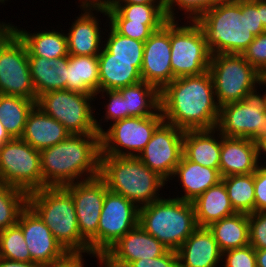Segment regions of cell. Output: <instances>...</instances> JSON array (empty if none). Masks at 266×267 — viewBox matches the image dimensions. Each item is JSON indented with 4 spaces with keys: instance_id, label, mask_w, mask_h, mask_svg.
I'll use <instances>...</instances> for the list:
<instances>
[{
    "instance_id": "816d5d0a",
    "label": "cell",
    "mask_w": 266,
    "mask_h": 267,
    "mask_svg": "<svg viewBox=\"0 0 266 267\" xmlns=\"http://www.w3.org/2000/svg\"><path fill=\"white\" fill-rule=\"evenodd\" d=\"M257 267H266V249H255Z\"/></svg>"
},
{
    "instance_id": "d6986e66",
    "label": "cell",
    "mask_w": 266,
    "mask_h": 267,
    "mask_svg": "<svg viewBox=\"0 0 266 267\" xmlns=\"http://www.w3.org/2000/svg\"><path fill=\"white\" fill-rule=\"evenodd\" d=\"M81 12L79 16L75 17L74 22L72 21L71 27L66 33L68 53L74 56L99 55L103 48L104 37L102 36L105 31L103 32L100 27L102 23L98 17L101 16L97 13L103 14L105 18L108 16L107 10L106 8H81Z\"/></svg>"
},
{
    "instance_id": "3957f363",
    "label": "cell",
    "mask_w": 266,
    "mask_h": 267,
    "mask_svg": "<svg viewBox=\"0 0 266 267\" xmlns=\"http://www.w3.org/2000/svg\"><path fill=\"white\" fill-rule=\"evenodd\" d=\"M40 154L42 188L63 187L100 174V134H70Z\"/></svg>"
},
{
    "instance_id": "8992f818",
    "label": "cell",
    "mask_w": 266,
    "mask_h": 267,
    "mask_svg": "<svg viewBox=\"0 0 266 267\" xmlns=\"http://www.w3.org/2000/svg\"><path fill=\"white\" fill-rule=\"evenodd\" d=\"M138 224L169 250L175 251L198 228L192 202L164 196L139 207Z\"/></svg>"
},
{
    "instance_id": "f5cc1de1",
    "label": "cell",
    "mask_w": 266,
    "mask_h": 267,
    "mask_svg": "<svg viewBox=\"0 0 266 267\" xmlns=\"http://www.w3.org/2000/svg\"><path fill=\"white\" fill-rule=\"evenodd\" d=\"M114 3L164 4V0H115Z\"/></svg>"
},
{
    "instance_id": "f35d334b",
    "label": "cell",
    "mask_w": 266,
    "mask_h": 267,
    "mask_svg": "<svg viewBox=\"0 0 266 267\" xmlns=\"http://www.w3.org/2000/svg\"><path fill=\"white\" fill-rule=\"evenodd\" d=\"M3 259L17 262H32L21 228L16 224L0 231Z\"/></svg>"
},
{
    "instance_id": "ac0fdd59",
    "label": "cell",
    "mask_w": 266,
    "mask_h": 267,
    "mask_svg": "<svg viewBox=\"0 0 266 267\" xmlns=\"http://www.w3.org/2000/svg\"><path fill=\"white\" fill-rule=\"evenodd\" d=\"M170 20L144 42L141 78L161 91L175 77L171 67Z\"/></svg>"
},
{
    "instance_id": "f907efd6",
    "label": "cell",
    "mask_w": 266,
    "mask_h": 267,
    "mask_svg": "<svg viewBox=\"0 0 266 267\" xmlns=\"http://www.w3.org/2000/svg\"><path fill=\"white\" fill-rule=\"evenodd\" d=\"M0 267H41V266L32 262H17V261L2 259L0 261Z\"/></svg>"
},
{
    "instance_id": "603a6c76",
    "label": "cell",
    "mask_w": 266,
    "mask_h": 267,
    "mask_svg": "<svg viewBox=\"0 0 266 267\" xmlns=\"http://www.w3.org/2000/svg\"><path fill=\"white\" fill-rule=\"evenodd\" d=\"M70 133L37 105L30 111L21 139L38 151L65 140Z\"/></svg>"
},
{
    "instance_id": "52a82bcc",
    "label": "cell",
    "mask_w": 266,
    "mask_h": 267,
    "mask_svg": "<svg viewBox=\"0 0 266 267\" xmlns=\"http://www.w3.org/2000/svg\"><path fill=\"white\" fill-rule=\"evenodd\" d=\"M0 94L36 101L27 47L6 21H0Z\"/></svg>"
},
{
    "instance_id": "5b68a950",
    "label": "cell",
    "mask_w": 266,
    "mask_h": 267,
    "mask_svg": "<svg viewBox=\"0 0 266 267\" xmlns=\"http://www.w3.org/2000/svg\"><path fill=\"white\" fill-rule=\"evenodd\" d=\"M27 205L69 254L89 255V244L78 228L72 195L64 186L45 187L29 193Z\"/></svg>"
},
{
    "instance_id": "7a4b0ae2",
    "label": "cell",
    "mask_w": 266,
    "mask_h": 267,
    "mask_svg": "<svg viewBox=\"0 0 266 267\" xmlns=\"http://www.w3.org/2000/svg\"><path fill=\"white\" fill-rule=\"evenodd\" d=\"M211 55L239 54L266 29L261 21V0L218 2L196 20Z\"/></svg>"
},
{
    "instance_id": "6da1fadb",
    "label": "cell",
    "mask_w": 266,
    "mask_h": 267,
    "mask_svg": "<svg viewBox=\"0 0 266 267\" xmlns=\"http://www.w3.org/2000/svg\"><path fill=\"white\" fill-rule=\"evenodd\" d=\"M160 110L165 122L183 131L216 128L220 106L209 70L173 79L160 91Z\"/></svg>"
},
{
    "instance_id": "277c9868",
    "label": "cell",
    "mask_w": 266,
    "mask_h": 267,
    "mask_svg": "<svg viewBox=\"0 0 266 267\" xmlns=\"http://www.w3.org/2000/svg\"><path fill=\"white\" fill-rule=\"evenodd\" d=\"M99 177L109 191L124 196L138 207L163 197L160 190L168 183L138 157L101 155Z\"/></svg>"
},
{
    "instance_id": "8d00e7d4",
    "label": "cell",
    "mask_w": 266,
    "mask_h": 267,
    "mask_svg": "<svg viewBox=\"0 0 266 267\" xmlns=\"http://www.w3.org/2000/svg\"><path fill=\"white\" fill-rule=\"evenodd\" d=\"M108 8H115L126 20H131V22L165 24L169 21L164 4L113 3Z\"/></svg>"
},
{
    "instance_id": "1f68e13d",
    "label": "cell",
    "mask_w": 266,
    "mask_h": 267,
    "mask_svg": "<svg viewBox=\"0 0 266 267\" xmlns=\"http://www.w3.org/2000/svg\"><path fill=\"white\" fill-rule=\"evenodd\" d=\"M127 110V117H146L160 110V91L153 85L140 81L119 89Z\"/></svg>"
},
{
    "instance_id": "4fadbf2b",
    "label": "cell",
    "mask_w": 266,
    "mask_h": 267,
    "mask_svg": "<svg viewBox=\"0 0 266 267\" xmlns=\"http://www.w3.org/2000/svg\"><path fill=\"white\" fill-rule=\"evenodd\" d=\"M0 183L27 194L42 189L40 151L21 138L0 145Z\"/></svg>"
},
{
    "instance_id": "74e56055",
    "label": "cell",
    "mask_w": 266,
    "mask_h": 267,
    "mask_svg": "<svg viewBox=\"0 0 266 267\" xmlns=\"http://www.w3.org/2000/svg\"><path fill=\"white\" fill-rule=\"evenodd\" d=\"M108 16L106 21L117 33L124 37L145 42L151 34L164 24H143L126 20L115 8H106Z\"/></svg>"
},
{
    "instance_id": "484cf974",
    "label": "cell",
    "mask_w": 266,
    "mask_h": 267,
    "mask_svg": "<svg viewBox=\"0 0 266 267\" xmlns=\"http://www.w3.org/2000/svg\"><path fill=\"white\" fill-rule=\"evenodd\" d=\"M28 60L33 85L36 90V100L41 94L66 90L68 56L55 59L28 56Z\"/></svg>"
},
{
    "instance_id": "9a60e30c",
    "label": "cell",
    "mask_w": 266,
    "mask_h": 267,
    "mask_svg": "<svg viewBox=\"0 0 266 267\" xmlns=\"http://www.w3.org/2000/svg\"><path fill=\"white\" fill-rule=\"evenodd\" d=\"M183 135V130L163 121L153 132L138 159L170 182L183 155Z\"/></svg>"
},
{
    "instance_id": "ee69618b",
    "label": "cell",
    "mask_w": 266,
    "mask_h": 267,
    "mask_svg": "<svg viewBox=\"0 0 266 267\" xmlns=\"http://www.w3.org/2000/svg\"><path fill=\"white\" fill-rule=\"evenodd\" d=\"M249 244L254 249H266V212L249 214Z\"/></svg>"
},
{
    "instance_id": "f546056e",
    "label": "cell",
    "mask_w": 266,
    "mask_h": 267,
    "mask_svg": "<svg viewBox=\"0 0 266 267\" xmlns=\"http://www.w3.org/2000/svg\"><path fill=\"white\" fill-rule=\"evenodd\" d=\"M66 80V90L95 96L100 91L98 55H69Z\"/></svg>"
},
{
    "instance_id": "db71d44e",
    "label": "cell",
    "mask_w": 266,
    "mask_h": 267,
    "mask_svg": "<svg viewBox=\"0 0 266 267\" xmlns=\"http://www.w3.org/2000/svg\"><path fill=\"white\" fill-rule=\"evenodd\" d=\"M12 138L10 137V135L7 133L5 127L3 126V124L0 121V145L10 141Z\"/></svg>"
},
{
    "instance_id": "11a10c76",
    "label": "cell",
    "mask_w": 266,
    "mask_h": 267,
    "mask_svg": "<svg viewBox=\"0 0 266 267\" xmlns=\"http://www.w3.org/2000/svg\"><path fill=\"white\" fill-rule=\"evenodd\" d=\"M261 21L263 27L266 29V0H261Z\"/></svg>"
},
{
    "instance_id": "30bf717a",
    "label": "cell",
    "mask_w": 266,
    "mask_h": 267,
    "mask_svg": "<svg viewBox=\"0 0 266 267\" xmlns=\"http://www.w3.org/2000/svg\"><path fill=\"white\" fill-rule=\"evenodd\" d=\"M94 95L70 90H57L41 94L36 105L59 121L70 134H99L95 124ZM95 108V109H94Z\"/></svg>"
},
{
    "instance_id": "d590c367",
    "label": "cell",
    "mask_w": 266,
    "mask_h": 267,
    "mask_svg": "<svg viewBox=\"0 0 266 267\" xmlns=\"http://www.w3.org/2000/svg\"><path fill=\"white\" fill-rule=\"evenodd\" d=\"M27 197L25 191L0 183V231L17 224L21 211L27 206Z\"/></svg>"
},
{
    "instance_id": "e575fe53",
    "label": "cell",
    "mask_w": 266,
    "mask_h": 267,
    "mask_svg": "<svg viewBox=\"0 0 266 267\" xmlns=\"http://www.w3.org/2000/svg\"><path fill=\"white\" fill-rule=\"evenodd\" d=\"M107 26L108 30L104 29L103 37L106 39L103 41V47L109 52V60L143 61L144 42L124 37L110 25Z\"/></svg>"
},
{
    "instance_id": "d4e9b609",
    "label": "cell",
    "mask_w": 266,
    "mask_h": 267,
    "mask_svg": "<svg viewBox=\"0 0 266 267\" xmlns=\"http://www.w3.org/2000/svg\"><path fill=\"white\" fill-rule=\"evenodd\" d=\"M221 141L222 134L216 128L184 131L182 154L192 162L219 171Z\"/></svg>"
},
{
    "instance_id": "836d02e7",
    "label": "cell",
    "mask_w": 266,
    "mask_h": 267,
    "mask_svg": "<svg viewBox=\"0 0 266 267\" xmlns=\"http://www.w3.org/2000/svg\"><path fill=\"white\" fill-rule=\"evenodd\" d=\"M230 202L237 213H254V173L222 177Z\"/></svg>"
},
{
    "instance_id": "e0dca14e",
    "label": "cell",
    "mask_w": 266,
    "mask_h": 267,
    "mask_svg": "<svg viewBox=\"0 0 266 267\" xmlns=\"http://www.w3.org/2000/svg\"><path fill=\"white\" fill-rule=\"evenodd\" d=\"M17 225L23 232L32 263L42 266L58 262L69 255L52 231L28 205L21 211Z\"/></svg>"
},
{
    "instance_id": "680465c9",
    "label": "cell",
    "mask_w": 266,
    "mask_h": 267,
    "mask_svg": "<svg viewBox=\"0 0 266 267\" xmlns=\"http://www.w3.org/2000/svg\"><path fill=\"white\" fill-rule=\"evenodd\" d=\"M3 259V256H2V248H1V241H0V261Z\"/></svg>"
},
{
    "instance_id": "7bdbcfd3",
    "label": "cell",
    "mask_w": 266,
    "mask_h": 267,
    "mask_svg": "<svg viewBox=\"0 0 266 267\" xmlns=\"http://www.w3.org/2000/svg\"><path fill=\"white\" fill-rule=\"evenodd\" d=\"M224 263V264H223ZM222 267H257L255 249L249 244L222 252Z\"/></svg>"
},
{
    "instance_id": "7402d4cb",
    "label": "cell",
    "mask_w": 266,
    "mask_h": 267,
    "mask_svg": "<svg viewBox=\"0 0 266 267\" xmlns=\"http://www.w3.org/2000/svg\"><path fill=\"white\" fill-rule=\"evenodd\" d=\"M168 250L139 224L108 249L117 259L128 263L143 258H156L164 255Z\"/></svg>"
},
{
    "instance_id": "4316f807",
    "label": "cell",
    "mask_w": 266,
    "mask_h": 267,
    "mask_svg": "<svg viewBox=\"0 0 266 267\" xmlns=\"http://www.w3.org/2000/svg\"><path fill=\"white\" fill-rule=\"evenodd\" d=\"M101 90H119L142 81L143 61L109 60V52L103 47L98 55Z\"/></svg>"
},
{
    "instance_id": "681fc988",
    "label": "cell",
    "mask_w": 266,
    "mask_h": 267,
    "mask_svg": "<svg viewBox=\"0 0 266 267\" xmlns=\"http://www.w3.org/2000/svg\"><path fill=\"white\" fill-rule=\"evenodd\" d=\"M81 8H108L112 6L115 0H79Z\"/></svg>"
},
{
    "instance_id": "5bb4252c",
    "label": "cell",
    "mask_w": 266,
    "mask_h": 267,
    "mask_svg": "<svg viewBox=\"0 0 266 267\" xmlns=\"http://www.w3.org/2000/svg\"><path fill=\"white\" fill-rule=\"evenodd\" d=\"M72 195L81 237L89 244V254L98 251V226L106 183L98 176L64 186Z\"/></svg>"
},
{
    "instance_id": "f6af8a7d",
    "label": "cell",
    "mask_w": 266,
    "mask_h": 267,
    "mask_svg": "<svg viewBox=\"0 0 266 267\" xmlns=\"http://www.w3.org/2000/svg\"><path fill=\"white\" fill-rule=\"evenodd\" d=\"M262 161L254 172V212H266V164Z\"/></svg>"
},
{
    "instance_id": "91938a15",
    "label": "cell",
    "mask_w": 266,
    "mask_h": 267,
    "mask_svg": "<svg viewBox=\"0 0 266 267\" xmlns=\"http://www.w3.org/2000/svg\"><path fill=\"white\" fill-rule=\"evenodd\" d=\"M217 2H230V1H234V0H216Z\"/></svg>"
},
{
    "instance_id": "4dcf8cb0",
    "label": "cell",
    "mask_w": 266,
    "mask_h": 267,
    "mask_svg": "<svg viewBox=\"0 0 266 267\" xmlns=\"http://www.w3.org/2000/svg\"><path fill=\"white\" fill-rule=\"evenodd\" d=\"M222 252L249 245V214L235 213L208 226Z\"/></svg>"
},
{
    "instance_id": "bcb514c9",
    "label": "cell",
    "mask_w": 266,
    "mask_h": 267,
    "mask_svg": "<svg viewBox=\"0 0 266 267\" xmlns=\"http://www.w3.org/2000/svg\"><path fill=\"white\" fill-rule=\"evenodd\" d=\"M132 267H178V255L175 250H168L156 258L141 259L130 263Z\"/></svg>"
},
{
    "instance_id": "8fae6325",
    "label": "cell",
    "mask_w": 266,
    "mask_h": 267,
    "mask_svg": "<svg viewBox=\"0 0 266 267\" xmlns=\"http://www.w3.org/2000/svg\"><path fill=\"white\" fill-rule=\"evenodd\" d=\"M171 67L175 78L209 70L211 53L196 21H170Z\"/></svg>"
},
{
    "instance_id": "7c38bea8",
    "label": "cell",
    "mask_w": 266,
    "mask_h": 267,
    "mask_svg": "<svg viewBox=\"0 0 266 267\" xmlns=\"http://www.w3.org/2000/svg\"><path fill=\"white\" fill-rule=\"evenodd\" d=\"M164 121L161 110L146 117H127L100 133L101 155L138 157Z\"/></svg>"
},
{
    "instance_id": "9f6ffc18",
    "label": "cell",
    "mask_w": 266,
    "mask_h": 267,
    "mask_svg": "<svg viewBox=\"0 0 266 267\" xmlns=\"http://www.w3.org/2000/svg\"><path fill=\"white\" fill-rule=\"evenodd\" d=\"M259 152H260V159L263 157V159H265L266 156V139L263 140L260 144H259ZM263 155V156H261ZM264 164H266V160L264 161Z\"/></svg>"
},
{
    "instance_id": "cb8c5ba5",
    "label": "cell",
    "mask_w": 266,
    "mask_h": 267,
    "mask_svg": "<svg viewBox=\"0 0 266 267\" xmlns=\"http://www.w3.org/2000/svg\"><path fill=\"white\" fill-rule=\"evenodd\" d=\"M173 178L174 181L178 179L176 181H179L178 185H181L184 191L182 195H177L176 198L192 202L203 192L221 181L222 177L217 169L202 166L182 155L170 180H173Z\"/></svg>"
},
{
    "instance_id": "7dc6e473",
    "label": "cell",
    "mask_w": 266,
    "mask_h": 267,
    "mask_svg": "<svg viewBox=\"0 0 266 267\" xmlns=\"http://www.w3.org/2000/svg\"><path fill=\"white\" fill-rule=\"evenodd\" d=\"M89 256L99 261V267H132L130 263L117 259L108 250L94 251L91 252Z\"/></svg>"
},
{
    "instance_id": "94428289",
    "label": "cell",
    "mask_w": 266,
    "mask_h": 267,
    "mask_svg": "<svg viewBox=\"0 0 266 267\" xmlns=\"http://www.w3.org/2000/svg\"><path fill=\"white\" fill-rule=\"evenodd\" d=\"M5 1L7 2L8 0H0V3L5 4Z\"/></svg>"
},
{
    "instance_id": "2e32d148",
    "label": "cell",
    "mask_w": 266,
    "mask_h": 267,
    "mask_svg": "<svg viewBox=\"0 0 266 267\" xmlns=\"http://www.w3.org/2000/svg\"><path fill=\"white\" fill-rule=\"evenodd\" d=\"M139 207L122 195L107 191L98 226V251L108 250L138 225Z\"/></svg>"
},
{
    "instance_id": "d6a6232c",
    "label": "cell",
    "mask_w": 266,
    "mask_h": 267,
    "mask_svg": "<svg viewBox=\"0 0 266 267\" xmlns=\"http://www.w3.org/2000/svg\"><path fill=\"white\" fill-rule=\"evenodd\" d=\"M36 101L0 94V121L11 138H21L27 117Z\"/></svg>"
},
{
    "instance_id": "6f0895ef",
    "label": "cell",
    "mask_w": 266,
    "mask_h": 267,
    "mask_svg": "<svg viewBox=\"0 0 266 267\" xmlns=\"http://www.w3.org/2000/svg\"><path fill=\"white\" fill-rule=\"evenodd\" d=\"M265 85V86H264ZM266 87V77H263L262 80H261V83H260V87Z\"/></svg>"
},
{
    "instance_id": "9c48e42d",
    "label": "cell",
    "mask_w": 266,
    "mask_h": 267,
    "mask_svg": "<svg viewBox=\"0 0 266 267\" xmlns=\"http://www.w3.org/2000/svg\"><path fill=\"white\" fill-rule=\"evenodd\" d=\"M209 72L219 106L243 100L249 92L261 88L264 77L239 54L211 55Z\"/></svg>"
},
{
    "instance_id": "44dd1931",
    "label": "cell",
    "mask_w": 266,
    "mask_h": 267,
    "mask_svg": "<svg viewBox=\"0 0 266 267\" xmlns=\"http://www.w3.org/2000/svg\"><path fill=\"white\" fill-rule=\"evenodd\" d=\"M176 252L178 267H221L222 251L208 227H198Z\"/></svg>"
},
{
    "instance_id": "ba28073f",
    "label": "cell",
    "mask_w": 266,
    "mask_h": 267,
    "mask_svg": "<svg viewBox=\"0 0 266 267\" xmlns=\"http://www.w3.org/2000/svg\"><path fill=\"white\" fill-rule=\"evenodd\" d=\"M257 89L220 106L216 129L224 137L248 138L258 145L266 139V90L261 94Z\"/></svg>"
},
{
    "instance_id": "c3c4849f",
    "label": "cell",
    "mask_w": 266,
    "mask_h": 267,
    "mask_svg": "<svg viewBox=\"0 0 266 267\" xmlns=\"http://www.w3.org/2000/svg\"><path fill=\"white\" fill-rule=\"evenodd\" d=\"M83 256L82 254H69L58 262L42 265L41 267H85Z\"/></svg>"
},
{
    "instance_id": "f1b7e54d",
    "label": "cell",
    "mask_w": 266,
    "mask_h": 267,
    "mask_svg": "<svg viewBox=\"0 0 266 267\" xmlns=\"http://www.w3.org/2000/svg\"><path fill=\"white\" fill-rule=\"evenodd\" d=\"M25 43L28 56H40L46 59L69 56L66 34L59 30L28 32L11 23H7ZM18 27V28H17Z\"/></svg>"
},
{
    "instance_id": "ffe728a7",
    "label": "cell",
    "mask_w": 266,
    "mask_h": 267,
    "mask_svg": "<svg viewBox=\"0 0 266 267\" xmlns=\"http://www.w3.org/2000/svg\"><path fill=\"white\" fill-rule=\"evenodd\" d=\"M259 145L248 138L222 135L219 173L221 177L254 173L259 164Z\"/></svg>"
},
{
    "instance_id": "60d3db41",
    "label": "cell",
    "mask_w": 266,
    "mask_h": 267,
    "mask_svg": "<svg viewBox=\"0 0 266 267\" xmlns=\"http://www.w3.org/2000/svg\"><path fill=\"white\" fill-rule=\"evenodd\" d=\"M97 96H99V98L101 96L102 99L107 96V99L105 98V100H108L107 102H105L106 105L104 104L106 113L103 115V119L101 118L98 121V119L95 118L96 128L98 133L100 134L104 130L102 123H104L105 121L109 122L108 120H110V124H112L115 121L127 118V110L125 105V99L123 98L119 90H101L95 94V98H97Z\"/></svg>"
},
{
    "instance_id": "ab89813d",
    "label": "cell",
    "mask_w": 266,
    "mask_h": 267,
    "mask_svg": "<svg viewBox=\"0 0 266 267\" xmlns=\"http://www.w3.org/2000/svg\"><path fill=\"white\" fill-rule=\"evenodd\" d=\"M217 4L218 2L216 0H164V8H165L166 16L168 20L170 21L180 20V23H181V19L183 18H186L187 21L189 20L191 22L196 21L208 9L213 8ZM178 10L180 12L181 11L184 12L183 14H181V16H184V17L180 19L179 17H177L178 16L177 14L179 13Z\"/></svg>"
},
{
    "instance_id": "b9f144b4",
    "label": "cell",
    "mask_w": 266,
    "mask_h": 267,
    "mask_svg": "<svg viewBox=\"0 0 266 267\" xmlns=\"http://www.w3.org/2000/svg\"><path fill=\"white\" fill-rule=\"evenodd\" d=\"M242 56L261 75L266 77V32L255 36L254 40L242 53Z\"/></svg>"
},
{
    "instance_id": "83f0119b",
    "label": "cell",
    "mask_w": 266,
    "mask_h": 267,
    "mask_svg": "<svg viewBox=\"0 0 266 267\" xmlns=\"http://www.w3.org/2000/svg\"><path fill=\"white\" fill-rule=\"evenodd\" d=\"M192 203L198 227H208L215 221L237 213L222 180L199 195Z\"/></svg>"
}]
</instances>
